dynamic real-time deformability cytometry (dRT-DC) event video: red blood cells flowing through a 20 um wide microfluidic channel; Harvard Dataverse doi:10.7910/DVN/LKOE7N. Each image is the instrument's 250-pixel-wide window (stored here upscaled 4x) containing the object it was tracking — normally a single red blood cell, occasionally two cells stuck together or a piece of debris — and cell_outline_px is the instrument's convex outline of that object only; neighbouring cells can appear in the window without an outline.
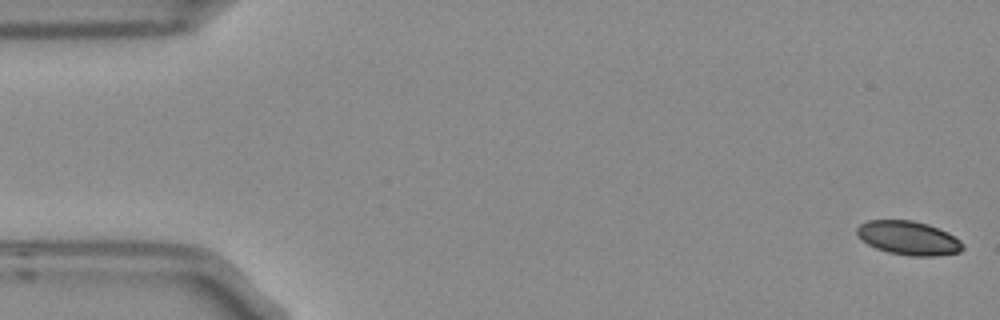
{"species": "Egyptian fruit bat (a non-hibernating species)", "species_latin": "Rousettus aegyptiacus", "temperature_condition": "room temperature", "stored_images_in_passage": 5, "camera_frame_rate_fps": 3000, "um_per_image_px": 0.085, "frame": {"image": 1, "passage_image": 1, "time_ms": 0.0, "image_size_px": [1000, 320], "cell_outline_px": [[964, 248], [960, 252], [936, 256], [908, 256], [888, 252], [876, 248], [868, 244], [856, 232], [856, 228], [860, 224], [868, 220], [912, 220], [928, 224], [948, 232], [960, 240], [964, 244]], "centroid_in_image_um": [77.25, 20.23], "position_along_channel_um": 7.7, "area_um2": 20.92}}